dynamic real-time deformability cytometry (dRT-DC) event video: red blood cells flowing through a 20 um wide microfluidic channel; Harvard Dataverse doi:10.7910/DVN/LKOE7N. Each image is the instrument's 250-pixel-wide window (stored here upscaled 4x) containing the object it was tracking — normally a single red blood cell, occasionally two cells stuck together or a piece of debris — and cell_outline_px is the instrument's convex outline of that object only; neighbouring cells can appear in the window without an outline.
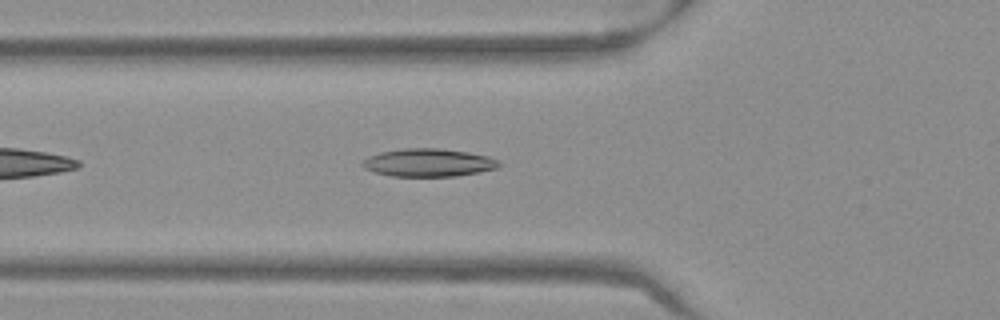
{"species": "Egyptian fruit bat (a non-hibernating species)", "species_latin": "Rousettus aegyptiacus", "temperature_condition": "warm", "stored_images_in_passage": 39, "camera_frame_rate_fps": 3000, "um_per_image_px": 0.085, "frame": {"image": 1, "passage_image": 6, "time_ms": 1.667, "image_size_px": [1000, 320], "cell_outline_px": [[504, 164], [496, 168], [480, 172], [456, 176], [392, 176], [376, 172], [364, 168], [360, 164], [368, 156], [380, 152], [404, 148], [440, 148], [468, 152], [488, 156], [500, 160]], "centroid_in_image_um": [36.46, 13.82], "position_along_channel_um": 89.3, "area_um2": 22.37}}
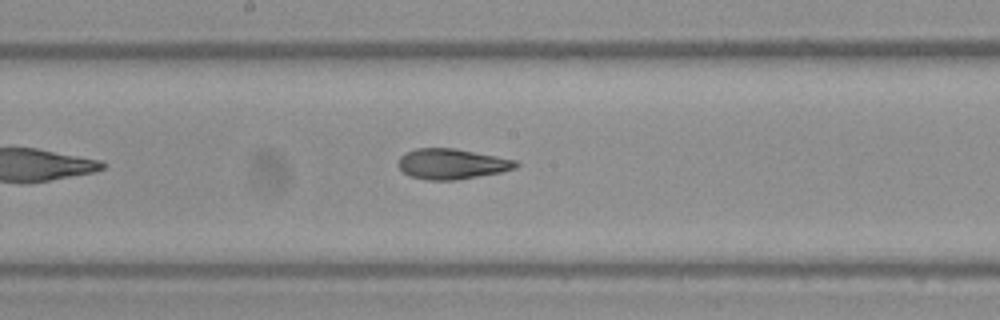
{"frame": {"image": 2, "passage_image": 15, "time_ms": 4.667, "image_size_px": [1000, 320], "cell_outline_px": [[520, 164], [516, 168], [500, 172], [456, 180], [428, 180], [408, 176], [396, 164], [400, 156], [416, 148], [456, 148], [516, 160]], "centroid_in_image_um": [38.39, 13.93], "position_along_channel_um": 209.8, "area_um2": 20.87}}
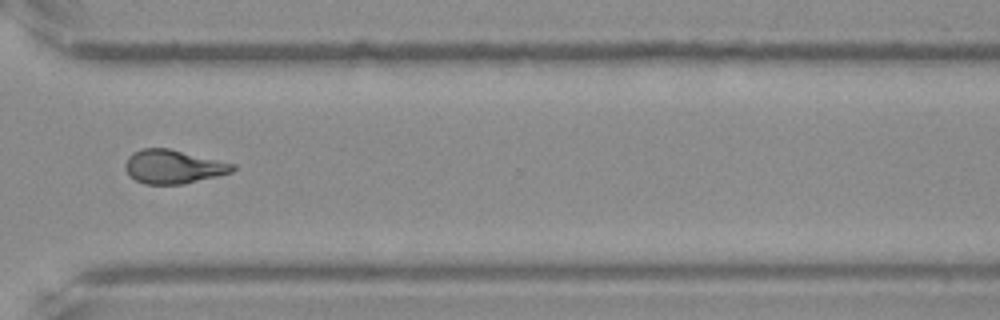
{"frame": {"image": 3, "passage_image": 26, "time_ms": 8.333, "image_size_px": [1000, 320], "cell_outline_px": [[236, 168], [232, 172], [184, 184], [144, 184], [136, 180], [124, 168], [124, 164], [128, 156], [132, 152], [140, 148], [168, 148], [236, 164]], "centroid_in_image_um": [14.71, 14.16], "position_along_channel_um": 355.9, "area_um2": 21.1}, "authors_computed_cell_mechanics": {"area_um2": 21.0392, "velocity_mm_per_s": 3.9807, "shape_relaxation_time_tau1_ms": null, "shape_relaxation_time_tau2_ms": 2.0737, "deformation_change_tau1": null, "deformation_change_tau2": 0.1001}}